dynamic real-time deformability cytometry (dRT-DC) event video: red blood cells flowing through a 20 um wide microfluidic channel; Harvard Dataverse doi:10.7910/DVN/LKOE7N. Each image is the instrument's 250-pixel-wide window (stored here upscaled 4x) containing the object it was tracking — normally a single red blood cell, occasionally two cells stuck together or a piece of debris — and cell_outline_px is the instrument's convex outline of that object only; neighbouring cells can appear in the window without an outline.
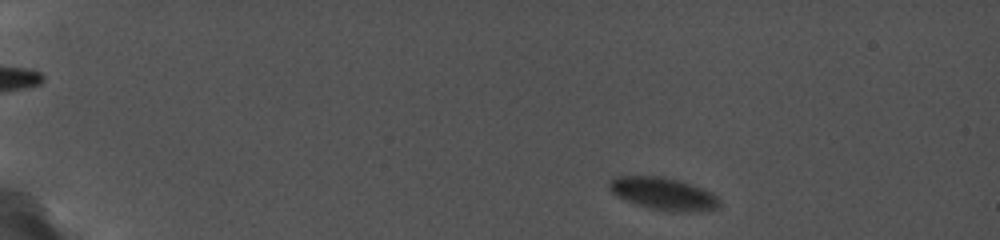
{"species": "common noctule bat (a hibernating species)", "species_latin": "Nyctalus noctula", "temperature_condition": "cold", "stored_images_in_passage": 49, "camera_frame_rate_fps": 5000, "um_per_image_px": 0.085, "animal": {"sex": "female", "body_mass_g": 19.0, "forearm_length_mm": 56.7}, "frame": {"image": 1, "passage_image": 2, "time_ms": 0.4, "image_size_px": [1000, 240], "cell_outline_px": [[720, 208], [692, 212], [676, 212], [652, 208], [636, 204], [624, 200], [616, 196], [608, 188], [608, 180], [616, 176], [664, 176], [680, 180], [692, 184], [712, 192], [720, 200]], "centroid_in_image_um": [56.39, 16.45], "position_along_channel_um": 28.6, "area_um2": 21.1}}
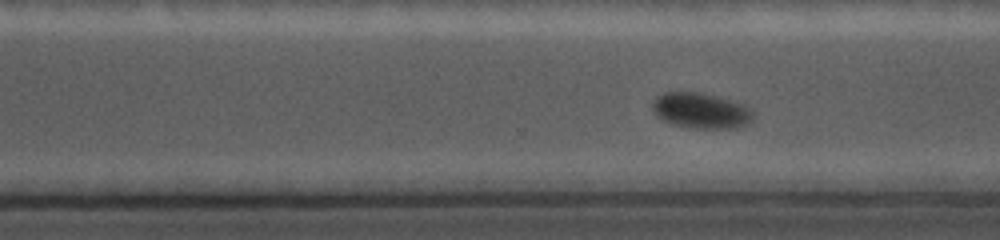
{"frame": {"image": 2, "passage_image": 33, "time_ms": 11.2, "image_size_px": [1000, 240], "cell_outline_px": [[756, 112], [752, 120], [748, 124], [736, 128], [688, 128], [668, 124], [660, 120], [656, 116], [652, 108], [652, 104], [660, 96], [668, 92], [692, 92], [712, 96], [748, 104]], "centroid_in_image_um": [59.63, 9.44], "position_along_channel_um": 311.0, "area_um2": 21.1}}
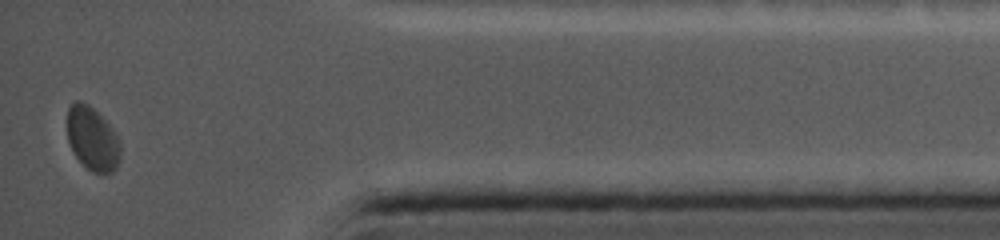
{"frame": {"image": 3, "passage_image": 49, "time_ms": 14.8, "image_size_px": [1000, 240], "cell_outline_px": [[120, 156], [116, 168], [112, 172], [92, 172], [76, 156], [68, 140], [68, 108], [76, 100], [80, 100], [88, 104], [116, 132], [120, 140]], "centroid_in_image_um": [7.87, 11.78], "position_along_channel_um": 427.3, "area_um2": 19.36}}